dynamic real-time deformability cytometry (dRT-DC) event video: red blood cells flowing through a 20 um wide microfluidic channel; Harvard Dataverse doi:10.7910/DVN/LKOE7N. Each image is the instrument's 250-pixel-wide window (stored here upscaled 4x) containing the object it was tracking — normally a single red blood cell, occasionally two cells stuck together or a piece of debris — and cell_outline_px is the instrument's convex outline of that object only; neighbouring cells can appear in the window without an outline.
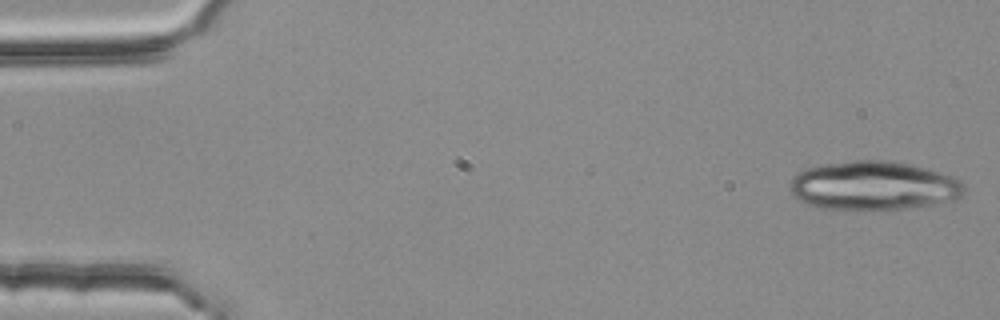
{"species": "common noctule bat (a hibernating species)", "species_latin": "Nyctalus noctula", "temperature_condition": "room temperature", "stored_images_in_passage": 52, "camera_frame_rate_fps": 3000, "um_per_image_px": 0.085, "animal": {"sex": "female", "body_mass_g": 25.1}, "frame": {"image": 1, "passage_image": 1, "time_ms": 0.0, "image_size_px": [1000, 320], "cell_outline_px": [[964, 192], [956, 200], [932, 204], [900, 208], [824, 208], [800, 200], [792, 192], [788, 184], [800, 172], [808, 168], [824, 164], [852, 160], [888, 160], [908, 164], [924, 168], [960, 180], [964, 184]], "centroid_in_image_um": [74.27, 15.76], "position_along_channel_um": 10.7, "area_um2": 48.38}}
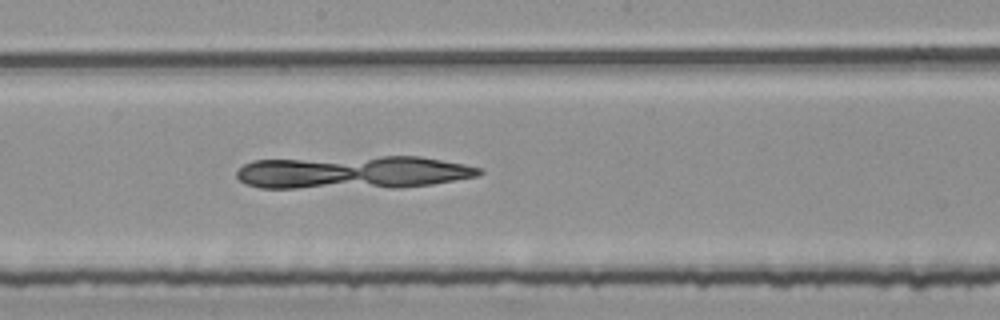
{"frame": {"image": 2, "passage_image": 28, "time_ms": 9.0, "image_size_px": [1000, 320], "cell_outline_px": [[484, 172], [476, 176], [432, 184], [396, 188], [260, 188], [244, 184], [236, 176], [236, 172], [244, 164], [252, 160], [384, 156], [420, 156], [464, 164], [480, 168]], "centroid_in_image_um": [29.98, 14.65], "position_along_channel_um": 218.2, "area_um2": 46.99}}
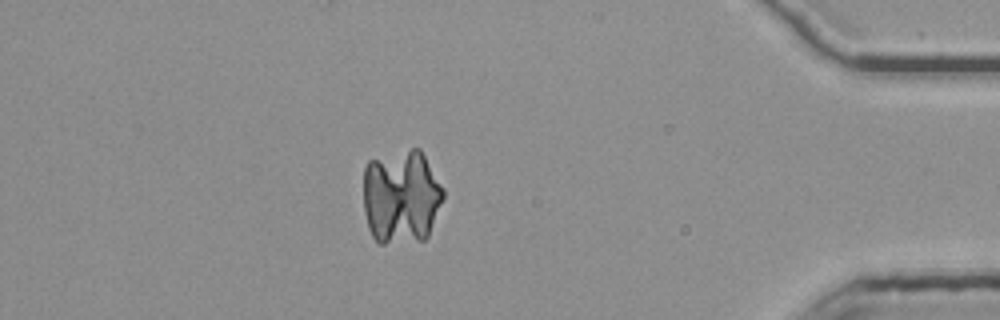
{"frame": {"image": 3, "passage_image": 46, "time_ms": 15.0, "image_size_px": [1000, 320], "cell_outline_px": [[444, 196], [428, 236], [424, 240], [384, 244], [380, 244], [372, 236], [368, 228], [364, 212], [364, 168], [368, 160], [412, 148], [420, 148], [444, 188]], "centroid_in_image_um": [34.1, 16.73], "position_along_channel_um": 401.1, "area_um2": 44.39}}